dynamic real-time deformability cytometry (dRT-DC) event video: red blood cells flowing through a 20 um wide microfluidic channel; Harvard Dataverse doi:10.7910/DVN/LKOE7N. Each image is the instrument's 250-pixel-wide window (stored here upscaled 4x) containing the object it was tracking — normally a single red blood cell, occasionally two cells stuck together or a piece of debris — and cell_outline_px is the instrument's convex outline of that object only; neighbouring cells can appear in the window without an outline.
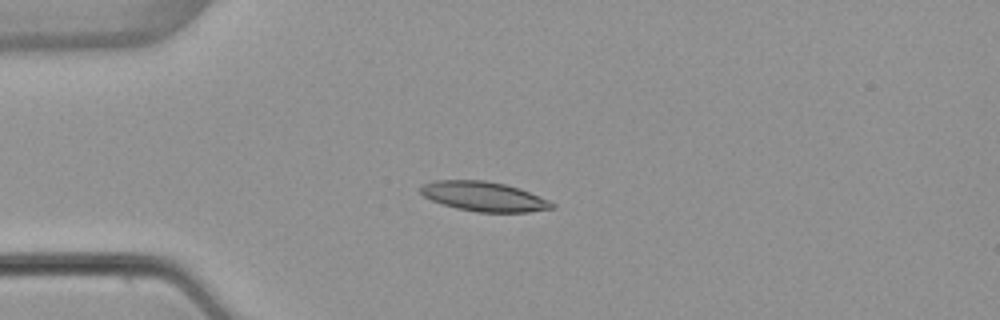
{"species": "common noctule bat (a hibernating species)", "species_latin": "Nyctalus noctula", "temperature_condition": "warm", "stored_images_in_passage": 5, "camera_frame_rate_fps": 3000, "um_per_image_px": 0.085, "animal": {"sex": "female", "body_mass_g": 22.7, "forearm_length_mm": 54.2}, "frame": {"image": 1, "passage_image": 3, "time_ms": 2.667, "image_size_px": [1000, 320], "cell_outline_px": [[556, 208], [528, 212], [476, 212], [456, 208], [440, 204], [424, 196], [420, 192], [420, 184], [432, 180], [484, 180], [504, 184], [520, 188], [548, 200], [556, 204]], "centroid_in_image_um": [41.1, 16.7], "position_along_channel_um": 43.9, "area_um2": 22.89}}
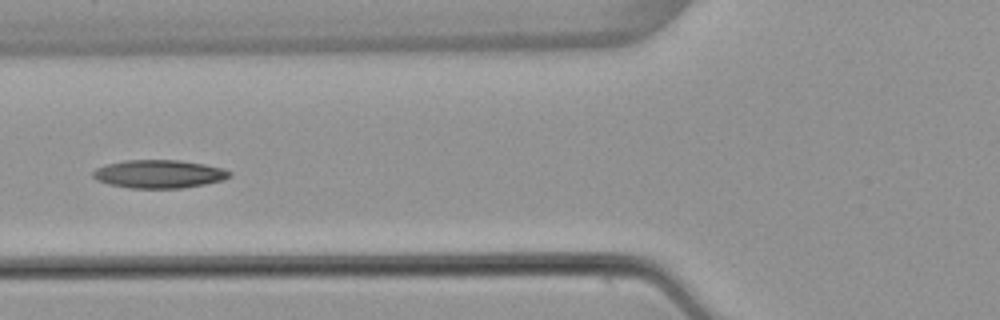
{"frame": {"image": 2, "passage_image": 5, "time_ms": 5.0, "image_size_px": [1000, 320], "cell_outline_px": [[232, 176], [224, 180], [184, 188], [128, 188], [108, 184], [96, 180], [92, 176], [92, 172], [96, 168], [104, 164], [124, 160], [180, 160], [204, 164], [224, 168], [232, 172]], "centroid_in_image_um": [13.51, 14.79], "position_along_channel_um": 112.3, "area_um2": 22.77}}